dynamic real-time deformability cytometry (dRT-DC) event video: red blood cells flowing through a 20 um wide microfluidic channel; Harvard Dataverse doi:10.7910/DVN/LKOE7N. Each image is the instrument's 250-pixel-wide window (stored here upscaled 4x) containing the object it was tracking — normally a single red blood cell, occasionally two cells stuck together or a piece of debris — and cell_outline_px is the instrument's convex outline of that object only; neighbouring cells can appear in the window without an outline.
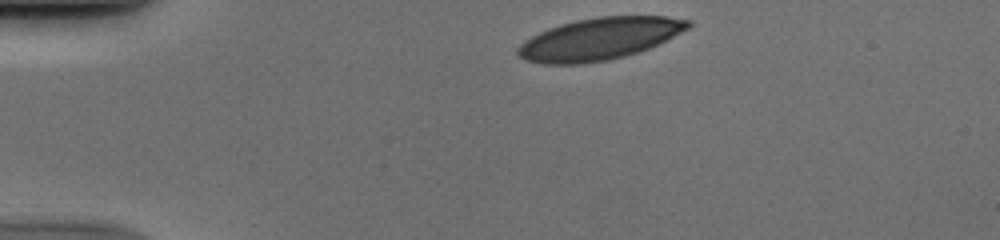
{"species": "human", "species_latin": "Homo sapiens", "temperature_condition": "cold", "stored_images_in_passage": 34, "camera_frame_rate_fps": 3000, "um_per_image_px": 0.085, "donor": {"sex": "male"}, "frame": {"image": 1, "passage_image": 1, "time_ms": 0.0, "image_size_px": [1000, 240], "cell_outline_px": [[692, 24], [688, 28], [660, 44], [624, 56], [608, 60], [580, 64], [544, 64], [524, 60], [516, 52], [516, 48], [524, 40], [548, 28], [560, 24], [576, 20], [596, 16], [668, 16], [692, 20]], "centroid_in_image_um": [50.95, 3.29], "position_along_channel_um": 34.1, "area_um2": 41.85}}
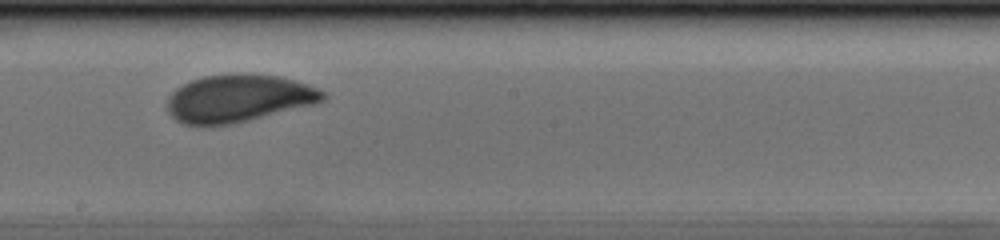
{"frame": {"image": 2, "passage_image": 20, "time_ms": 6.333, "image_size_px": [1000, 240], "cell_outline_px": [[328, 96], [324, 100], [316, 104], [232, 124], [184, 124], [176, 120], [168, 112], [168, 96], [176, 88], [192, 80], [204, 76], [248, 72], [280, 76], [308, 84], [324, 92]], "centroid_in_image_um": [20.31, 8.34], "position_along_channel_um": 227.9, "area_um2": 43.18}}
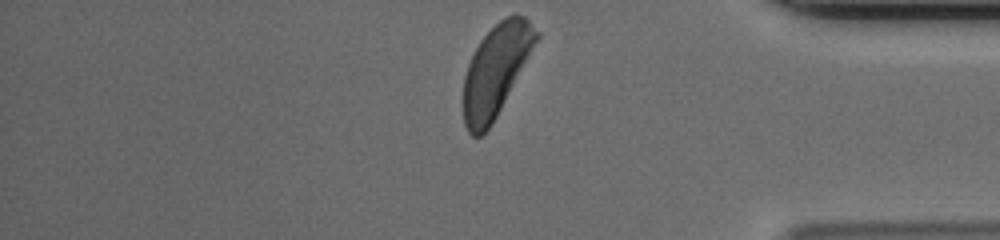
{"frame": {"image": 3, "passage_image": 34, "time_ms": 11.0, "image_size_px": [1000, 240], "cell_outline_px": [[540, 36], [492, 124], [480, 136], [472, 136], [468, 132], [464, 124], [464, 76], [468, 64], [480, 40], [504, 16], [524, 16], [540, 32]], "centroid_in_image_um": [42.15, 5.98], "position_along_channel_um": 393.0, "area_um2": 37.97}}